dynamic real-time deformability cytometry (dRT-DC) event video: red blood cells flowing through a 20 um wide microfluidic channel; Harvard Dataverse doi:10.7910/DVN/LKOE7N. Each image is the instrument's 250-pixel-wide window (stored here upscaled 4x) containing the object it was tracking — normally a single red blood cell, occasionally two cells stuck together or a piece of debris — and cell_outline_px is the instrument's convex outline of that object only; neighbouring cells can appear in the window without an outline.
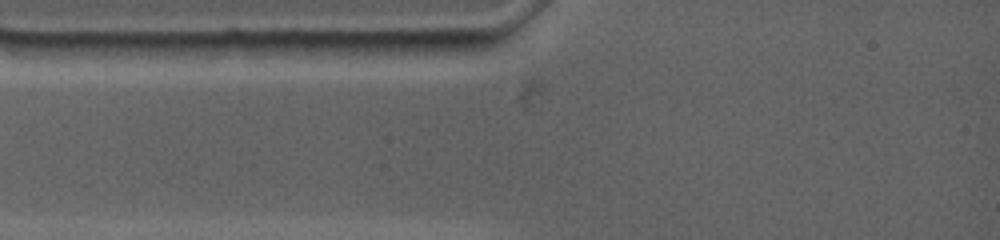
{"species": "common noctule bat (a hibernating species)", "species_latin": "Nyctalus noctula", "temperature_condition": "warm", "stored_images_in_passage": 1, "camera_frame_rate_fps": 4500, "um_per_image_px": 0.085, "animal": {"sex": "female", "body_mass_g": 19.0, "forearm_length_mm": 53.3}, "frame": {"image": 1, "passage_image": 1, "time_ms": 0.0, "image_size_px": [1000, 240], "cell_outline_px": [[252, 44], [232, 56], [208, 60], [112, 60], [104, 44], [224, 40], [252, 40]], "centroid_in_image_um": [15.04, 4.27], "position_along_channel_um": 70.0, "area_um2": 17.4}}